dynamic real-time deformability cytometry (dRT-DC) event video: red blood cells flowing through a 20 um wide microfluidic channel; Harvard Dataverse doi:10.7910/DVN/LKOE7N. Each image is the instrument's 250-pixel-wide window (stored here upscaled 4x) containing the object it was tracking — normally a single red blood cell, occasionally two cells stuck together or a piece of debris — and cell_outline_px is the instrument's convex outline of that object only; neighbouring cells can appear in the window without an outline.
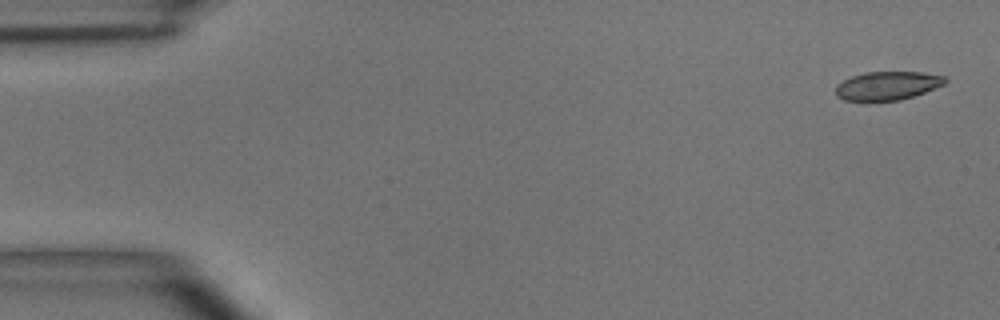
{"species": "common noctule bat (a hibernating species)", "species_latin": "Nyctalus noctula", "temperature_condition": "room temperature", "stored_images_in_passage": 5, "camera_frame_rate_fps": 3000, "um_per_image_px": 0.085, "animal": {"sex": "male", "body_mass_g": 15.6}, "frame": {"image": 1, "passage_image": 1, "time_ms": 0.0, "image_size_px": [1000, 320], "cell_outline_px": [[948, 80], [944, 84], [924, 92], [900, 100], [844, 100], [836, 96], [836, 84], [852, 76], [864, 72], [920, 72], [944, 76]], "centroid_in_image_um": [75.41, 7.27], "position_along_channel_um": 9.6, "area_um2": 17.98}}